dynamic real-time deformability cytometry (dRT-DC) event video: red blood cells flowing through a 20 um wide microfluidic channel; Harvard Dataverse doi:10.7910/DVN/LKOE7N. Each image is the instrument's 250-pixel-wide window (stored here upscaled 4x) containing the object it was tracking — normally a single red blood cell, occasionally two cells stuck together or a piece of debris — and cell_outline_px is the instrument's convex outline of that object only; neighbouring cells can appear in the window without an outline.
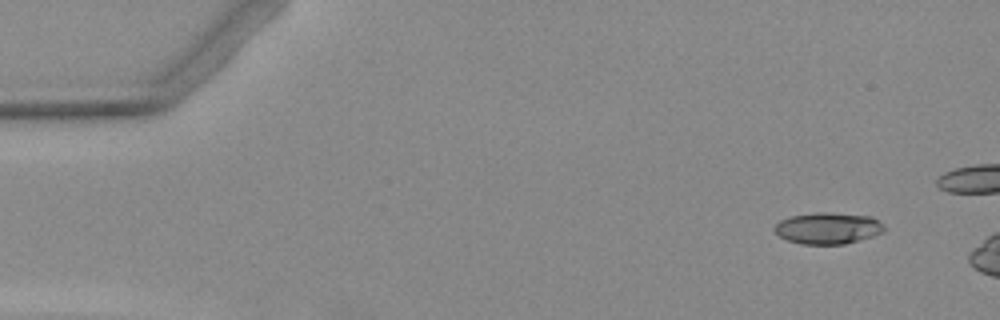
{"species": "Egyptian fruit bat (a non-hibernating species)", "species_latin": "Rousettus aegyptiacus", "temperature_condition": "warm", "stored_images_in_passage": 3, "camera_frame_rate_fps": 3000, "um_per_image_px": 0.085, "animal": {"sex": "female"}, "frame": {"image": 1, "passage_image": 1, "time_ms": 0.0, "image_size_px": [1000, 320], "cell_outline_px": [[884, 232], [872, 236], [844, 244], [800, 244], [788, 240], [780, 236], [772, 228], [780, 220], [792, 216], [816, 212], [828, 212], [872, 216], [884, 224]], "centroid_in_image_um": [70.38, 19.39], "position_along_channel_um": 14.6, "area_um2": 20.11}}